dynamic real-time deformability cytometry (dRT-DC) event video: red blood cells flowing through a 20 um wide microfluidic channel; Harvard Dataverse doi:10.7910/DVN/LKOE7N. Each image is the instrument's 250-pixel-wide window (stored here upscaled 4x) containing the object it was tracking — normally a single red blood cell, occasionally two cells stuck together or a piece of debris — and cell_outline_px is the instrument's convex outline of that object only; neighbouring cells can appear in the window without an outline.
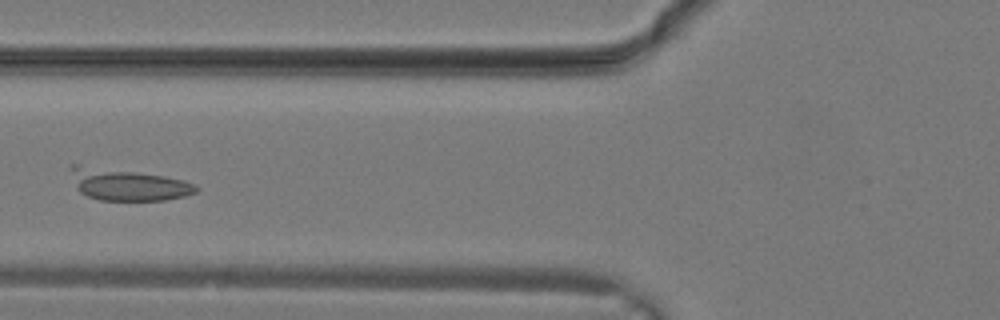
{"species": "common noctule bat (a hibernating species)", "species_latin": "Nyctalus noctula", "temperature_condition": "warm", "stored_images_in_passage": 11, "camera_frame_rate_fps": 3000, "um_per_image_px": 0.085, "animal": {"sex": "male", "body_mass_g": 19.2, "forearm_length_mm": 51.8}, "frame": {"image": 1, "passage_image": 10, "time_ms": 3.0, "image_size_px": [1000, 320], "cell_outline_px": [[200, 188], [196, 192], [184, 196], [164, 200], [100, 200], [88, 196], [80, 192], [76, 188], [72, 168], [72, 164], [76, 164], [136, 172], [164, 176], [184, 180], [196, 184]], "centroid_in_image_um": [10.91, 15.7], "position_along_channel_um": 114.9, "area_um2": 22.77}}